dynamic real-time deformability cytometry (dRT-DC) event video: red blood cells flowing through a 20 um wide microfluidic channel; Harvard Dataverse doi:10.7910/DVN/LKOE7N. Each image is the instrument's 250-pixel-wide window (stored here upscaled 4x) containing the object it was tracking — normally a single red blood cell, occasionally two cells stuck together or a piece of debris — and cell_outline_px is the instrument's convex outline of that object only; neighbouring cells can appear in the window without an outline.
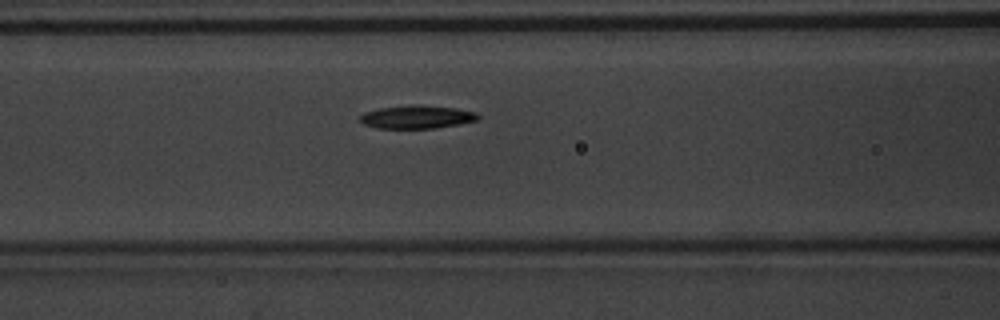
{"species": "common noctule bat (a hibernating species)", "species_latin": "Nyctalus noctula", "temperature_condition": "warm", "stored_images_in_passage": 40, "camera_frame_rate_fps": 3000, "um_per_image_px": 0.085, "animal": {"sex": "male", "body_mass_g": 20.1, "forearm_length_mm": 53.5}, "frame": {"image": 1, "passage_image": 11, "time_ms": 3.333, "image_size_px": [1000, 320], "cell_outline_px": [[480, 116], [476, 120], [460, 124], [436, 128], [376, 128], [364, 124], [360, 120], [360, 116], [364, 112], [376, 108], [412, 104], [456, 108], [476, 112]], "centroid_in_image_um": [35.41, 9.93], "position_along_channel_um": 131.2, "area_um2": 16.01}}
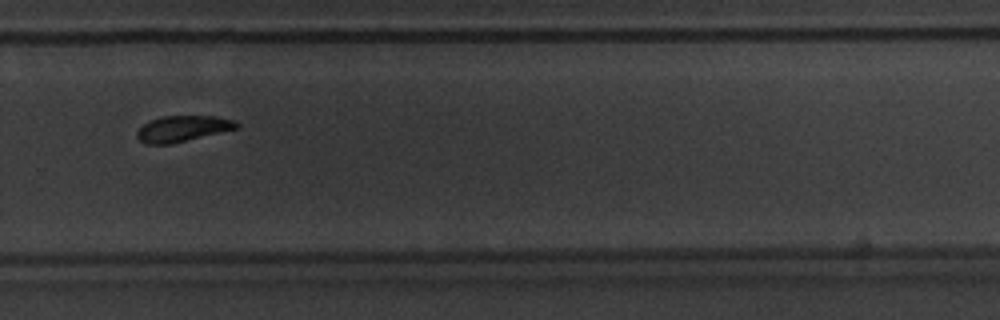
{"frame": {"image": 2, "passage_image": 25, "time_ms": 8.0, "image_size_px": [1000, 320], "cell_outline_px": [[240, 128], [168, 144], [144, 144], [136, 136], [136, 132], [144, 124], [152, 120], [164, 116], [216, 116], [236, 120], [240, 124]], "centroid_in_image_um": [15.57, 10.93], "position_along_channel_um": 314.2, "area_um2": 14.97}}
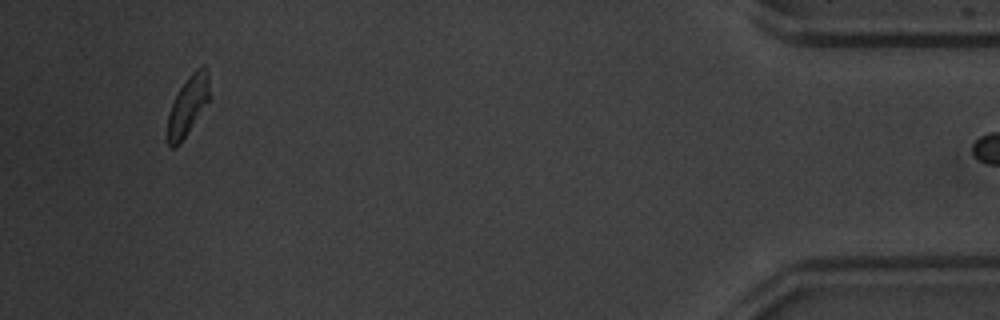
{"frame": {"image": 3, "passage_image": 38, "time_ms": 12.333, "image_size_px": [1000, 320], "cell_outline_px": [[212, 96], [184, 136], [172, 148], [168, 144], [168, 112], [180, 88], [192, 72], [200, 64], [204, 64], [208, 72]], "centroid_in_image_um": [16.03, 8.85], "position_along_channel_um": 419.2, "area_um2": 14.22}, "authors_computed_cell_mechanics": {"area_um2": 16.0395, "velocity_mm_per_s": 3.9341, "shape_relaxation_time_tau1_ms": 2.0798, "shape_relaxation_time_tau2_ms": null, "deformation_change_tau1": 0.1408, "deformation_change_tau2": null}}